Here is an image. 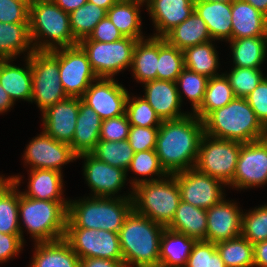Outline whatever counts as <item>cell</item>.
Here are the masks:
<instances>
[{
  "label": "cell",
  "instance_id": "1",
  "mask_svg": "<svg viewBox=\"0 0 267 267\" xmlns=\"http://www.w3.org/2000/svg\"><path fill=\"white\" fill-rule=\"evenodd\" d=\"M193 116L165 120L159 126L155 151L168 176L192 169L196 164L204 127L203 121Z\"/></svg>",
  "mask_w": 267,
  "mask_h": 267
},
{
  "label": "cell",
  "instance_id": "2",
  "mask_svg": "<svg viewBox=\"0 0 267 267\" xmlns=\"http://www.w3.org/2000/svg\"><path fill=\"white\" fill-rule=\"evenodd\" d=\"M204 134L211 137L253 142L267 137L246 98L235 97L225 106L211 111L203 120Z\"/></svg>",
  "mask_w": 267,
  "mask_h": 267
},
{
  "label": "cell",
  "instance_id": "3",
  "mask_svg": "<svg viewBox=\"0 0 267 267\" xmlns=\"http://www.w3.org/2000/svg\"><path fill=\"white\" fill-rule=\"evenodd\" d=\"M165 228L132 210L118 232L125 266L159 265L160 239Z\"/></svg>",
  "mask_w": 267,
  "mask_h": 267
},
{
  "label": "cell",
  "instance_id": "4",
  "mask_svg": "<svg viewBox=\"0 0 267 267\" xmlns=\"http://www.w3.org/2000/svg\"><path fill=\"white\" fill-rule=\"evenodd\" d=\"M132 196L93 197L68 203L66 228L107 230L118 233L133 210Z\"/></svg>",
  "mask_w": 267,
  "mask_h": 267
},
{
  "label": "cell",
  "instance_id": "5",
  "mask_svg": "<svg viewBox=\"0 0 267 267\" xmlns=\"http://www.w3.org/2000/svg\"><path fill=\"white\" fill-rule=\"evenodd\" d=\"M165 180H134L132 201L136 213L167 227L175 216L181 197L175 177L171 175L170 181Z\"/></svg>",
  "mask_w": 267,
  "mask_h": 267
},
{
  "label": "cell",
  "instance_id": "6",
  "mask_svg": "<svg viewBox=\"0 0 267 267\" xmlns=\"http://www.w3.org/2000/svg\"><path fill=\"white\" fill-rule=\"evenodd\" d=\"M29 30L32 42L44 36L50 38L49 42L33 43V48L37 51H52L57 49L58 45L64 48L78 44L71 30L69 14L52 0L32 3L29 7Z\"/></svg>",
  "mask_w": 267,
  "mask_h": 267
},
{
  "label": "cell",
  "instance_id": "7",
  "mask_svg": "<svg viewBox=\"0 0 267 267\" xmlns=\"http://www.w3.org/2000/svg\"><path fill=\"white\" fill-rule=\"evenodd\" d=\"M68 203L32 199L19 192V212L37 243L64 238Z\"/></svg>",
  "mask_w": 267,
  "mask_h": 267
},
{
  "label": "cell",
  "instance_id": "8",
  "mask_svg": "<svg viewBox=\"0 0 267 267\" xmlns=\"http://www.w3.org/2000/svg\"><path fill=\"white\" fill-rule=\"evenodd\" d=\"M28 53L32 70V100L41 111L68 98L59 74V48L52 51H37L33 47Z\"/></svg>",
  "mask_w": 267,
  "mask_h": 267
},
{
  "label": "cell",
  "instance_id": "9",
  "mask_svg": "<svg viewBox=\"0 0 267 267\" xmlns=\"http://www.w3.org/2000/svg\"><path fill=\"white\" fill-rule=\"evenodd\" d=\"M241 145L242 143L238 141L215 138L204 134L194 168L203 174L221 180L225 185H229L234 177Z\"/></svg>",
  "mask_w": 267,
  "mask_h": 267
},
{
  "label": "cell",
  "instance_id": "10",
  "mask_svg": "<svg viewBox=\"0 0 267 267\" xmlns=\"http://www.w3.org/2000/svg\"><path fill=\"white\" fill-rule=\"evenodd\" d=\"M137 39L123 37L114 42H98L81 39L78 44L87 54L92 69L98 78H113L117 72L132 65Z\"/></svg>",
  "mask_w": 267,
  "mask_h": 267
},
{
  "label": "cell",
  "instance_id": "11",
  "mask_svg": "<svg viewBox=\"0 0 267 267\" xmlns=\"http://www.w3.org/2000/svg\"><path fill=\"white\" fill-rule=\"evenodd\" d=\"M64 239L80 259L123 260L118 233L102 229L66 228Z\"/></svg>",
  "mask_w": 267,
  "mask_h": 267
},
{
  "label": "cell",
  "instance_id": "12",
  "mask_svg": "<svg viewBox=\"0 0 267 267\" xmlns=\"http://www.w3.org/2000/svg\"><path fill=\"white\" fill-rule=\"evenodd\" d=\"M59 74L68 97L81 98L91 83L99 79L91 67L87 54L79 44L60 48Z\"/></svg>",
  "mask_w": 267,
  "mask_h": 267
},
{
  "label": "cell",
  "instance_id": "13",
  "mask_svg": "<svg viewBox=\"0 0 267 267\" xmlns=\"http://www.w3.org/2000/svg\"><path fill=\"white\" fill-rule=\"evenodd\" d=\"M172 175L178 183L182 201L207 210L224 199L221 188L224 183L217 178L203 174L195 168Z\"/></svg>",
  "mask_w": 267,
  "mask_h": 267
},
{
  "label": "cell",
  "instance_id": "14",
  "mask_svg": "<svg viewBox=\"0 0 267 267\" xmlns=\"http://www.w3.org/2000/svg\"><path fill=\"white\" fill-rule=\"evenodd\" d=\"M267 182V137L242 143L233 180L236 188H248Z\"/></svg>",
  "mask_w": 267,
  "mask_h": 267
},
{
  "label": "cell",
  "instance_id": "15",
  "mask_svg": "<svg viewBox=\"0 0 267 267\" xmlns=\"http://www.w3.org/2000/svg\"><path fill=\"white\" fill-rule=\"evenodd\" d=\"M81 97L102 120L125 114L128 91L113 78H99Z\"/></svg>",
  "mask_w": 267,
  "mask_h": 267
},
{
  "label": "cell",
  "instance_id": "16",
  "mask_svg": "<svg viewBox=\"0 0 267 267\" xmlns=\"http://www.w3.org/2000/svg\"><path fill=\"white\" fill-rule=\"evenodd\" d=\"M25 161L32 165L31 170L50 169L61 172V166L77 158L67 143L57 141L44 131L33 139L26 151Z\"/></svg>",
  "mask_w": 267,
  "mask_h": 267
},
{
  "label": "cell",
  "instance_id": "17",
  "mask_svg": "<svg viewBox=\"0 0 267 267\" xmlns=\"http://www.w3.org/2000/svg\"><path fill=\"white\" fill-rule=\"evenodd\" d=\"M207 232L204 241L217 243L241 235L242 215L234 203L223 199L206 210Z\"/></svg>",
  "mask_w": 267,
  "mask_h": 267
},
{
  "label": "cell",
  "instance_id": "18",
  "mask_svg": "<svg viewBox=\"0 0 267 267\" xmlns=\"http://www.w3.org/2000/svg\"><path fill=\"white\" fill-rule=\"evenodd\" d=\"M86 159L84 176L88 185L94 191V197H111L117 193L126 180V172L123 169L113 167L91 153L78 155L77 158Z\"/></svg>",
  "mask_w": 267,
  "mask_h": 267
},
{
  "label": "cell",
  "instance_id": "19",
  "mask_svg": "<svg viewBox=\"0 0 267 267\" xmlns=\"http://www.w3.org/2000/svg\"><path fill=\"white\" fill-rule=\"evenodd\" d=\"M79 112V97L67 99L43 111L44 132L57 141L70 144Z\"/></svg>",
  "mask_w": 267,
  "mask_h": 267
},
{
  "label": "cell",
  "instance_id": "20",
  "mask_svg": "<svg viewBox=\"0 0 267 267\" xmlns=\"http://www.w3.org/2000/svg\"><path fill=\"white\" fill-rule=\"evenodd\" d=\"M145 99L161 119L173 120L186 116L179 112L181 107V92L175 82L152 80L145 82Z\"/></svg>",
  "mask_w": 267,
  "mask_h": 267
},
{
  "label": "cell",
  "instance_id": "21",
  "mask_svg": "<svg viewBox=\"0 0 267 267\" xmlns=\"http://www.w3.org/2000/svg\"><path fill=\"white\" fill-rule=\"evenodd\" d=\"M148 11L160 34L164 37L170 30L185 21L194 12L193 0H148Z\"/></svg>",
  "mask_w": 267,
  "mask_h": 267
},
{
  "label": "cell",
  "instance_id": "22",
  "mask_svg": "<svg viewBox=\"0 0 267 267\" xmlns=\"http://www.w3.org/2000/svg\"><path fill=\"white\" fill-rule=\"evenodd\" d=\"M102 119L79 97V112L72 142L69 144L78 156L91 153L100 140Z\"/></svg>",
  "mask_w": 267,
  "mask_h": 267
},
{
  "label": "cell",
  "instance_id": "23",
  "mask_svg": "<svg viewBox=\"0 0 267 267\" xmlns=\"http://www.w3.org/2000/svg\"><path fill=\"white\" fill-rule=\"evenodd\" d=\"M232 39L267 36V17L243 0L231 3Z\"/></svg>",
  "mask_w": 267,
  "mask_h": 267
},
{
  "label": "cell",
  "instance_id": "24",
  "mask_svg": "<svg viewBox=\"0 0 267 267\" xmlns=\"http://www.w3.org/2000/svg\"><path fill=\"white\" fill-rule=\"evenodd\" d=\"M20 177H10L0 183V233L21 234L19 224V192H16Z\"/></svg>",
  "mask_w": 267,
  "mask_h": 267
},
{
  "label": "cell",
  "instance_id": "25",
  "mask_svg": "<svg viewBox=\"0 0 267 267\" xmlns=\"http://www.w3.org/2000/svg\"><path fill=\"white\" fill-rule=\"evenodd\" d=\"M36 246L31 267H80V258L64 238Z\"/></svg>",
  "mask_w": 267,
  "mask_h": 267
},
{
  "label": "cell",
  "instance_id": "26",
  "mask_svg": "<svg viewBox=\"0 0 267 267\" xmlns=\"http://www.w3.org/2000/svg\"><path fill=\"white\" fill-rule=\"evenodd\" d=\"M196 241L195 238L165 228L160 239L159 265L185 267Z\"/></svg>",
  "mask_w": 267,
  "mask_h": 267
},
{
  "label": "cell",
  "instance_id": "27",
  "mask_svg": "<svg viewBox=\"0 0 267 267\" xmlns=\"http://www.w3.org/2000/svg\"><path fill=\"white\" fill-rule=\"evenodd\" d=\"M194 10L205 21L212 39L231 40V3L194 2Z\"/></svg>",
  "mask_w": 267,
  "mask_h": 267
},
{
  "label": "cell",
  "instance_id": "28",
  "mask_svg": "<svg viewBox=\"0 0 267 267\" xmlns=\"http://www.w3.org/2000/svg\"><path fill=\"white\" fill-rule=\"evenodd\" d=\"M9 59H0V85L14 102L16 99L31 101L32 70L30 58H27L26 69L8 64Z\"/></svg>",
  "mask_w": 267,
  "mask_h": 267
},
{
  "label": "cell",
  "instance_id": "29",
  "mask_svg": "<svg viewBox=\"0 0 267 267\" xmlns=\"http://www.w3.org/2000/svg\"><path fill=\"white\" fill-rule=\"evenodd\" d=\"M163 38L181 51L212 40L205 21L195 10L185 21L170 30Z\"/></svg>",
  "mask_w": 267,
  "mask_h": 267
},
{
  "label": "cell",
  "instance_id": "30",
  "mask_svg": "<svg viewBox=\"0 0 267 267\" xmlns=\"http://www.w3.org/2000/svg\"><path fill=\"white\" fill-rule=\"evenodd\" d=\"M166 228L195 238L197 241L205 240L207 232L206 210L181 200L173 220Z\"/></svg>",
  "mask_w": 267,
  "mask_h": 267
},
{
  "label": "cell",
  "instance_id": "31",
  "mask_svg": "<svg viewBox=\"0 0 267 267\" xmlns=\"http://www.w3.org/2000/svg\"><path fill=\"white\" fill-rule=\"evenodd\" d=\"M29 191L22 193L24 196L55 202H69L61 198L62 174L56 170L35 169L31 170Z\"/></svg>",
  "mask_w": 267,
  "mask_h": 267
},
{
  "label": "cell",
  "instance_id": "32",
  "mask_svg": "<svg viewBox=\"0 0 267 267\" xmlns=\"http://www.w3.org/2000/svg\"><path fill=\"white\" fill-rule=\"evenodd\" d=\"M139 0H118L107 10V16L124 37L141 40Z\"/></svg>",
  "mask_w": 267,
  "mask_h": 267
},
{
  "label": "cell",
  "instance_id": "33",
  "mask_svg": "<svg viewBox=\"0 0 267 267\" xmlns=\"http://www.w3.org/2000/svg\"><path fill=\"white\" fill-rule=\"evenodd\" d=\"M130 67L134 77L142 83L157 79L158 37L137 41Z\"/></svg>",
  "mask_w": 267,
  "mask_h": 267
},
{
  "label": "cell",
  "instance_id": "34",
  "mask_svg": "<svg viewBox=\"0 0 267 267\" xmlns=\"http://www.w3.org/2000/svg\"><path fill=\"white\" fill-rule=\"evenodd\" d=\"M230 42L235 67L260 68L266 54L267 36L232 39Z\"/></svg>",
  "mask_w": 267,
  "mask_h": 267
},
{
  "label": "cell",
  "instance_id": "35",
  "mask_svg": "<svg viewBox=\"0 0 267 267\" xmlns=\"http://www.w3.org/2000/svg\"><path fill=\"white\" fill-rule=\"evenodd\" d=\"M29 23L0 22V59H9L30 49Z\"/></svg>",
  "mask_w": 267,
  "mask_h": 267
},
{
  "label": "cell",
  "instance_id": "36",
  "mask_svg": "<svg viewBox=\"0 0 267 267\" xmlns=\"http://www.w3.org/2000/svg\"><path fill=\"white\" fill-rule=\"evenodd\" d=\"M224 75L209 78L201 106L193 112L201 120L211 111L225 106L235 98L229 80Z\"/></svg>",
  "mask_w": 267,
  "mask_h": 267
},
{
  "label": "cell",
  "instance_id": "37",
  "mask_svg": "<svg viewBox=\"0 0 267 267\" xmlns=\"http://www.w3.org/2000/svg\"><path fill=\"white\" fill-rule=\"evenodd\" d=\"M211 41L186 48L184 54V67L192 72L202 74L208 78L218 76V56Z\"/></svg>",
  "mask_w": 267,
  "mask_h": 267
},
{
  "label": "cell",
  "instance_id": "38",
  "mask_svg": "<svg viewBox=\"0 0 267 267\" xmlns=\"http://www.w3.org/2000/svg\"><path fill=\"white\" fill-rule=\"evenodd\" d=\"M226 267H253V244L242 235L215 243Z\"/></svg>",
  "mask_w": 267,
  "mask_h": 267
},
{
  "label": "cell",
  "instance_id": "39",
  "mask_svg": "<svg viewBox=\"0 0 267 267\" xmlns=\"http://www.w3.org/2000/svg\"><path fill=\"white\" fill-rule=\"evenodd\" d=\"M184 68L183 51L158 37L157 79L175 82Z\"/></svg>",
  "mask_w": 267,
  "mask_h": 267
},
{
  "label": "cell",
  "instance_id": "40",
  "mask_svg": "<svg viewBox=\"0 0 267 267\" xmlns=\"http://www.w3.org/2000/svg\"><path fill=\"white\" fill-rule=\"evenodd\" d=\"M107 16V10L91 2L85 3L69 14L74 38L79 42L93 31L95 26Z\"/></svg>",
  "mask_w": 267,
  "mask_h": 267
},
{
  "label": "cell",
  "instance_id": "41",
  "mask_svg": "<svg viewBox=\"0 0 267 267\" xmlns=\"http://www.w3.org/2000/svg\"><path fill=\"white\" fill-rule=\"evenodd\" d=\"M91 154L113 167L127 171L135 152L128 140L118 142L99 140Z\"/></svg>",
  "mask_w": 267,
  "mask_h": 267
},
{
  "label": "cell",
  "instance_id": "42",
  "mask_svg": "<svg viewBox=\"0 0 267 267\" xmlns=\"http://www.w3.org/2000/svg\"><path fill=\"white\" fill-rule=\"evenodd\" d=\"M235 97L246 98L265 78L260 68L234 67L226 76Z\"/></svg>",
  "mask_w": 267,
  "mask_h": 267
},
{
  "label": "cell",
  "instance_id": "43",
  "mask_svg": "<svg viewBox=\"0 0 267 267\" xmlns=\"http://www.w3.org/2000/svg\"><path fill=\"white\" fill-rule=\"evenodd\" d=\"M241 235L253 245L267 240V205L242 215Z\"/></svg>",
  "mask_w": 267,
  "mask_h": 267
},
{
  "label": "cell",
  "instance_id": "44",
  "mask_svg": "<svg viewBox=\"0 0 267 267\" xmlns=\"http://www.w3.org/2000/svg\"><path fill=\"white\" fill-rule=\"evenodd\" d=\"M135 99L133 98L131 101L129 95L126 103L125 114L130 125L140 127H159L162 121L146 99L144 97L138 99L135 97Z\"/></svg>",
  "mask_w": 267,
  "mask_h": 267
},
{
  "label": "cell",
  "instance_id": "45",
  "mask_svg": "<svg viewBox=\"0 0 267 267\" xmlns=\"http://www.w3.org/2000/svg\"><path fill=\"white\" fill-rule=\"evenodd\" d=\"M208 80L207 76L184 68L175 81L176 85L180 84L184 94L192 102L193 112L201 106Z\"/></svg>",
  "mask_w": 267,
  "mask_h": 267
},
{
  "label": "cell",
  "instance_id": "46",
  "mask_svg": "<svg viewBox=\"0 0 267 267\" xmlns=\"http://www.w3.org/2000/svg\"><path fill=\"white\" fill-rule=\"evenodd\" d=\"M185 267H226L215 243L198 240L193 245Z\"/></svg>",
  "mask_w": 267,
  "mask_h": 267
},
{
  "label": "cell",
  "instance_id": "47",
  "mask_svg": "<svg viewBox=\"0 0 267 267\" xmlns=\"http://www.w3.org/2000/svg\"><path fill=\"white\" fill-rule=\"evenodd\" d=\"M132 170L138 175L157 174L167 177V173L162 168L155 149L136 152L127 169Z\"/></svg>",
  "mask_w": 267,
  "mask_h": 267
},
{
  "label": "cell",
  "instance_id": "48",
  "mask_svg": "<svg viewBox=\"0 0 267 267\" xmlns=\"http://www.w3.org/2000/svg\"><path fill=\"white\" fill-rule=\"evenodd\" d=\"M130 127L126 114L102 120L100 140L115 142L127 140Z\"/></svg>",
  "mask_w": 267,
  "mask_h": 267
},
{
  "label": "cell",
  "instance_id": "49",
  "mask_svg": "<svg viewBox=\"0 0 267 267\" xmlns=\"http://www.w3.org/2000/svg\"><path fill=\"white\" fill-rule=\"evenodd\" d=\"M158 129L159 127L131 126L127 140L134 152L155 149Z\"/></svg>",
  "mask_w": 267,
  "mask_h": 267
},
{
  "label": "cell",
  "instance_id": "50",
  "mask_svg": "<svg viewBox=\"0 0 267 267\" xmlns=\"http://www.w3.org/2000/svg\"><path fill=\"white\" fill-rule=\"evenodd\" d=\"M0 22L29 23V6L19 0H0Z\"/></svg>",
  "mask_w": 267,
  "mask_h": 267
},
{
  "label": "cell",
  "instance_id": "51",
  "mask_svg": "<svg viewBox=\"0 0 267 267\" xmlns=\"http://www.w3.org/2000/svg\"><path fill=\"white\" fill-rule=\"evenodd\" d=\"M246 100L255 112L258 121L267 130V78L258 84Z\"/></svg>",
  "mask_w": 267,
  "mask_h": 267
},
{
  "label": "cell",
  "instance_id": "52",
  "mask_svg": "<svg viewBox=\"0 0 267 267\" xmlns=\"http://www.w3.org/2000/svg\"><path fill=\"white\" fill-rule=\"evenodd\" d=\"M123 37L109 17L106 16L95 26L87 38L92 41L108 43L117 41Z\"/></svg>",
  "mask_w": 267,
  "mask_h": 267
},
{
  "label": "cell",
  "instance_id": "53",
  "mask_svg": "<svg viewBox=\"0 0 267 267\" xmlns=\"http://www.w3.org/2000/svg\"><path fill=\"white\" fill-rule=\"evenodd\" d=\"M23 240L21 234L0 233V262L7 261L20 252Z\"/></svg>",
  "mask_w": 267,
  "mask_h": 267
},
{
  "label": "cell",
  "instance_id": "54",
  "mask_svg": "<svg viewBox=\"0 0 267 267\" xmlns=\"http://www.w3.org/2000/svg\"><path fill=\"white\" fill-rule=\"evenodd\" d=\"M80 267H126V266L123 260L84 258L80 259Z\"/></svg>",
  "mask_w": 267,
  "mask_h": 267
},
{
  "label": "cell",
  "instance_id": "55",
  "mask_svg": "<svg viewBox=\"0 0 267 267\" xmlns=\"http://www.w3.org/2000/svg\"><path fill=\"white\" fill-rule=\"evenodd\" d=\"M254 266L267 267V240L253 245Z\"/></svg>",
  "mask_w": 267,
  "mask_h": 267
},
{
  "label": "cell",
  "instance_id": "56",
  "mask_svg": "<svg viewBox=\"0 0 267 267\" xmlns=\"http://www.w3.org/2000/svg\"><path fill=\"white\" fill-rule=\"evenodd\" d=\"M63 11L70 14L71 12L83 6L88 0H52Z\"/></svg>",
  "mask_w": 267,
  "mask_h": 267
},
{
  "label": "cell",
  "instance_id": "57",
  "mask_svg": "<svg viewBox=\"0 0 267 267\" xmlns=\"http://www.w3.org/2000/svg\"><path fill=\"white\" fill-rule=\"evenodd\" d=\"M13 103L14 102L10 98L9 94L0 85V113L8 110Z\"/></svg>",
  "mask_w": 267,
  "mask_h": 267
},
{
  "label": "cell",
  "instance_id": "58",
  "mask_svg": "<svg viewBox=\"0 0 267 267\" xmlns=\"http://www.w3.org/2000/svg\"><path fill=\"white\" fill-rule=\"evenodd\" d=\"M267 17V0H243Z\"/></svg>",
  "mask_w": 267,
  "mask_h": 267
},
{
  "label": "cell",
  "instance_id": "59",
  "mask_svg": "<svg viewBox=\"0 0 267 267\" xmlns=\"http://www.w3.org/2000/svg\"><path fill=\"white\" fill-rule=\"evenodd\" d=\"M118 0H88V2H91L99 7H102L106 10H108L110 7H112Z\"/></svg>",
  "mask_w": 267,
  "mask_h": 267
},
{
  "label": "cell",
  "instance_id": "60",
  "mask_svg": "<svg viewBox=\"0 0 267 267\" xmlns=\"http://www.w3.org/2000/svg\"><path fill=\"white\" fill-rule=\"evenodd\" d=\"M194 2H222V3H232L234 0H193Z\"/></svg>",
  "mask_w": 267,
  "mask_h": 267
},
{
  "label": "cell",
  "instance_id": "61",
  "mask_svg": "<svg viewBox=\"0 0 267 267\" xmlns=\"http://www.w3.org/2000/svg\"><path fill=\"white\" fill-rule=\"evenodd\" d=\"M25 4H27L29 7L32 5V3L34 2L33 0H19Z\"/></svg>",
  "mask_w": 267,
  "mask_h": 267
},
{
  "label": "cell",
  "instance_id": "62",
  "mask_svg": "<svg viewBox=\"0 0 267 267\" xmlns=\"http://www.w3.org/2000/svg\"><path fill=\"white\" fill-rule=\"evenodd\" d=\"M149 267H163V266H161V265H157V266H149Z\"/></svg>",
  "mask_w": 267,
  "mask_h": 267
}]
</instances>
